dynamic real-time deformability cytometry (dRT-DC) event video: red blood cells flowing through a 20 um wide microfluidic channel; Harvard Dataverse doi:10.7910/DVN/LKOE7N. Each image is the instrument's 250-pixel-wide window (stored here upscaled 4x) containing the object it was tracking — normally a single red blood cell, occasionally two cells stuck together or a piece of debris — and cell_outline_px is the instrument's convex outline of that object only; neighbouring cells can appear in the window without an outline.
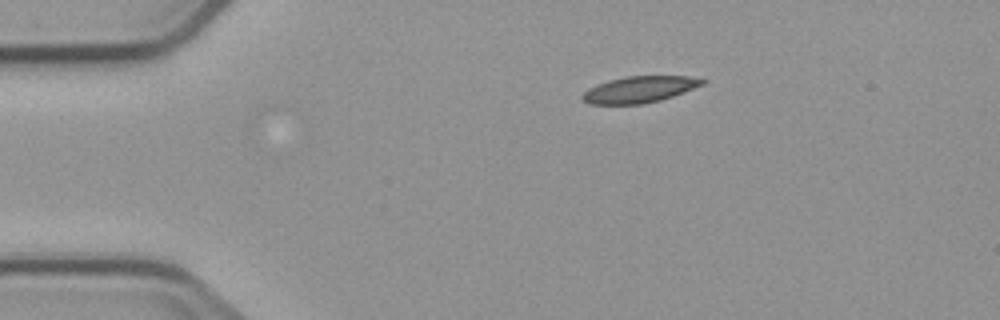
{"species": "common noctule bat (a hibernating species)", "species_latin": "Nyctalus noctula", "temperature_condition": "cold", "stored_images_in_passage": 4, "camera_frame_rate_fps": 3000, "um_per_image_px": 0.085, "animal": {"sex": "male", "body_mass_g": 23.1, "forearm_length_mm": 52.7}, "frame": {"image": 1, "passage_image": 1, "time_ms": 0.0, "image_size_px": [1000, 320], "cell_outline_px": [[708, 80], [704, 84], [672, 96], [660, 100], [640, 104], [588, 104], [580, 96], [588, 88], [596, 84], [608, 80], [628, 76], [688, 76]], "centroid_in_image_um": [54.33, 7.6], "position_along_channel_um": 30.7, "area_um2": 18.38}}
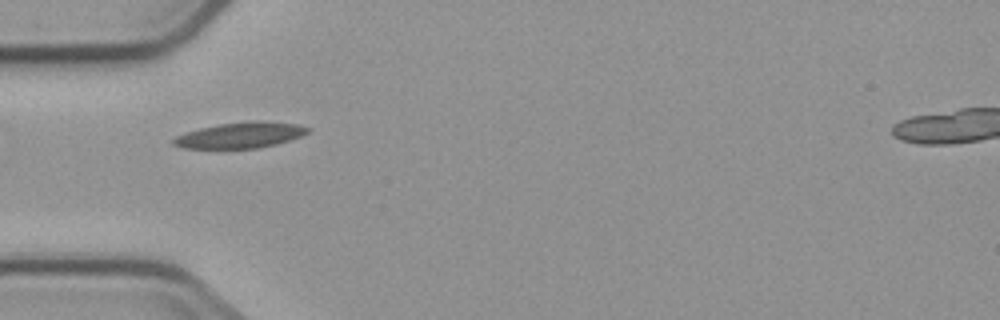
{"frame": {"image": 2, "passage_image": 3, "time_ms": 2.333, "image_size_px": [1000, 320], "cell_outline_px": [[312, 128], [308, 132], [300, 136], [276, 144], [256, 148], [184, 148], [172, 144], [172, 140], [176, 136], [184, 132], [200, 128], [220, 124], [252, 120], [256, 120], [300, 124]], "centroid_in_image_um": [20.44, 11.47], "position_along_channel_um": 64.6, "area_um2": 20.17}}
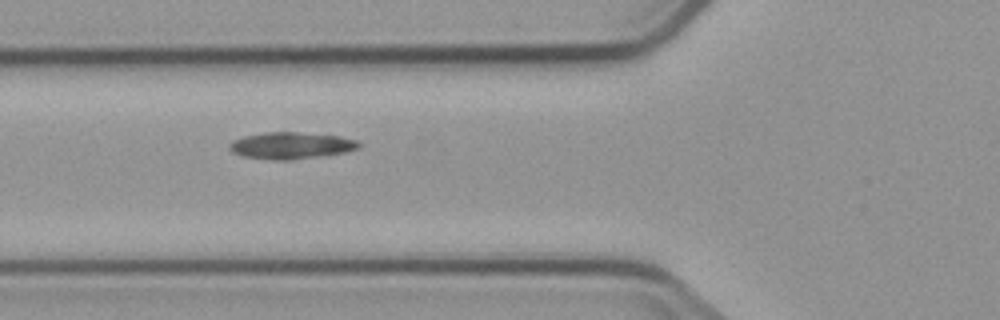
{"frame": {"image": 3, "passage_image": 4, "time_ms": 3.333, "image_size_px": [1000, 320], "cell_outline_px": [[360, 148], [344, 152], [288, 160], [272, 160], [244, 156], [232, 152], [228, 148], [228, 144], [232, 140], [244, 136], [264, 132], [300, 132], [340, 136], [356, 140], [360, 144]], "centroid_in_image_um": [24.7, 12.36], "position_along_channel_um": 101.1, "area_um2": 20.06}}